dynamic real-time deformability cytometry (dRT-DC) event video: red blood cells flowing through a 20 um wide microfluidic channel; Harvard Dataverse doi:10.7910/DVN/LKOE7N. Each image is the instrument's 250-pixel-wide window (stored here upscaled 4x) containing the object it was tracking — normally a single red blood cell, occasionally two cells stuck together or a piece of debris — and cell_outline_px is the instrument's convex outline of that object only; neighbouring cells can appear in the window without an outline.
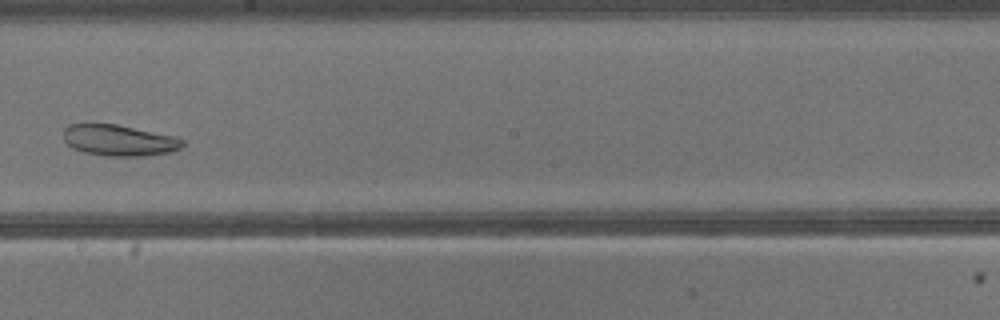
{"species": "common noctule bat (a hibernating species)", "species_latin": "Nyctalus noctula", "temperature_condition": "warm", "stored_images_in_passage": 26, "camera_frame_rate_fps": 3000, "um_per_image_px": 0.085, "animal": {"sex": "male", "body_mass_g": 13.3}, "frame": {"image": 1, "passage_image": 15, "time_ms": 4.667, "image_size_px": [1000, 320], "cell_outline_px": [[184, 144], [180, 148], [168, 152], [144, 156], [104, 156], [84, 152], [72, 148], [64, 140], [64, 128], [68, 124], [116, 124], [176, 136], [184, 140]], "centroid_in_image_um": [10.12, 11.93], "position_along_channel_um": 238.1, "area_um2": 21.62}}